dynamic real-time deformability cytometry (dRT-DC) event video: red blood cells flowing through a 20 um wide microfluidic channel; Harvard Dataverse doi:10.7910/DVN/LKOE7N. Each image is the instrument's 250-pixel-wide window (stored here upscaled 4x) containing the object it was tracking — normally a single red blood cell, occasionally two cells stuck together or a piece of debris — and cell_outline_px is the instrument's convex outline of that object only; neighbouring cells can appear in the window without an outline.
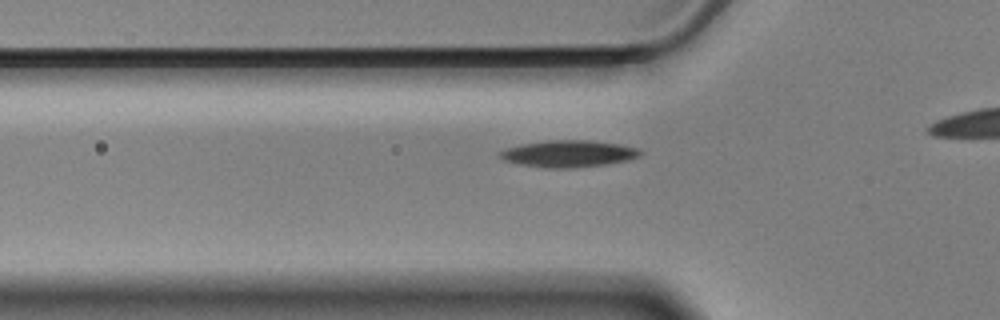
{"species": "Egyptian fruit bat (a non-hibernating species)", "species_latin": "Rousettus aegyptiacus", "temperature_condition": "cold", "stored_images_in_passage": 32, "camera_frame_rate_fps": 3000, "um_per_image_px": 0.085, "animal": {"sex": "male"}, "frame": {"image": 1, "passage_image": 13, "time_ms": 4.0, "image_size_px": [1000, 320], "cell_outline_px": [[644, 152], [640, 156], [628, 160], [604, 164], [572, 168], [544, 168], [520, 164], [504, 160], [500, 156], [500, 152], [508, 148], [520, 144], [548, 140], [588, 140], [620, 144], [636, 148]], "centroid_in_image_um": [48.34, 13.06], "position_along_channel_um": 77.5, "area_um2": 21.79}}
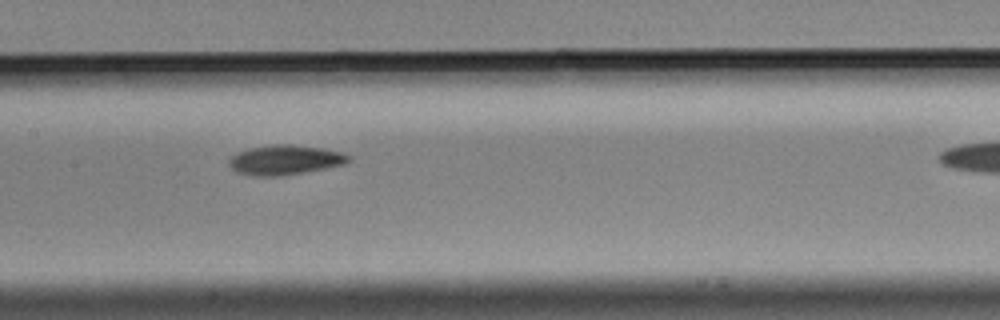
{"frame": {"image": 2, "passage_image": 22, "time_ms": 7.0, "image_size_px": [1000, 320], "cell_outline_px": [[348, 160], [344, 164], [304, 172], [280, 176], [252, 176], [236, 172], [228, 164], [228, 160], [236, 152], [248, 148], [272, 144], [288, 144], [320, 148], [340, 152], [348, 156]], "centroid_in_image_um": [24.13, 13.59], "position_along_channel_um": 183.3, "area_um2": 20.52}}
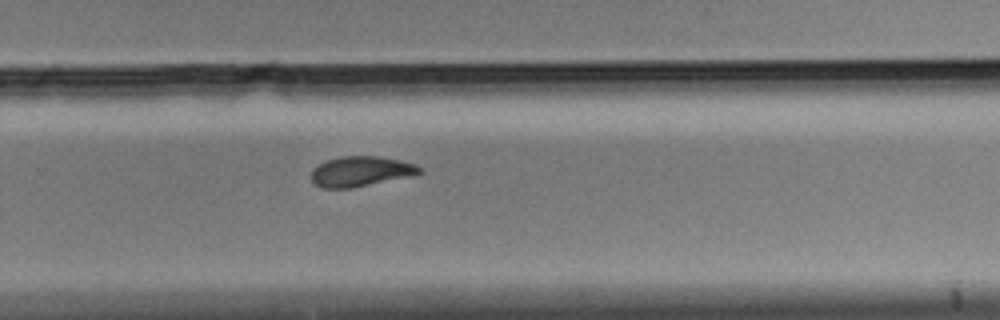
{"frame": {"image": 3, "passage_image": 32, "time_ms": 10.333, "image_size_px": [1000, 320], "cell_outline_px": [[424, 172], [352, 188], [320, 188], [312, 180], [312, 168], [328, 160], [340, 156], [376, 156], [400, 160], [412, 164], [420, 168]], "centroid_in_image_um": [30.61, 14.56], "position_along_channel_um": 299.2, "area_um2": 18.55}}